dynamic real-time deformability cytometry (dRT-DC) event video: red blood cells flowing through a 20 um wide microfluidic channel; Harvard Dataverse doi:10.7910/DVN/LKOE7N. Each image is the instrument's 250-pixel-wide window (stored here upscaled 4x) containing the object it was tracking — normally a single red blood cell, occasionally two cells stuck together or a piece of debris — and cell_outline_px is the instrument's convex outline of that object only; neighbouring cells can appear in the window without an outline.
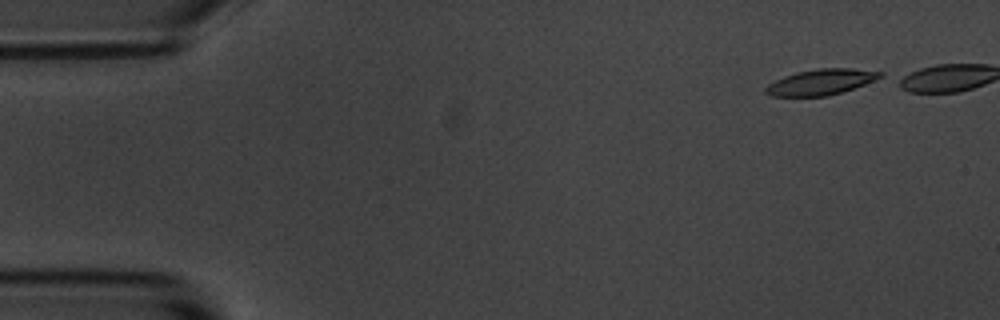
{"species": "common noctule bat (a hibernating species)", "species_latin": "Nyctalus noctula", "temperature_condition": "room temperature", "stored_images_in_passage": 5, "camera_frame_rate_fps": 3000, "um_per_image_px": 0.085, "animal": {"sex": "male", "body_mass_g": 20.1, "forearm_length_mm": 53.5}, "frame": {"image": 1, "passage_image": 1, "time_ms": 0.0, "image_size_px": [1000, 320], "cell_outline_px": [[884, 76], [864, 84], [828, 96], [772, 96], [764, 92], [764, 88], [768, 84], [784, 76], [796, 72], [820, 68], [852, 68], [884, 72]], "centroid_in_image_um": [69.77, 6.96], "position_along_channel_um": 15.2, "area_um2": 17.05}}